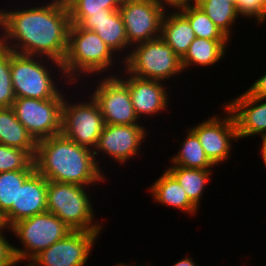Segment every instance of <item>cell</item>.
<instances>
[{
	"label": "cell",
	"instance_id": "6da1fadb",
	"mask_svg": "<svg viewBox=\"0 0 266 266\" xmlns=\"http://www.w3.org/2000/svg\"><path fill=\"white\" fill-rule=\"evenodd\" d=\"M24 2L36 6L29 7ZM32 2L24 0L26 6L14 3V9L10 6L7 10L0 8V45L18 54L62 63L71 25L67 4L65 0H45L41 5L35 0Z\"/></svg>",
	"mask_w": 266,
	"mask_h": 266
},
{
	"label": "cell",
	"instance_id": "7a4b0ae2",
	"mask_svg": "<svg viewBox=\"0 0 266 266\" xmlns=\"http://www.w3.org/2000/svg\"><path fill=\"white\" fill-rule=\"evenodd\" d=\"M35 170L47 180L93 187L107 182L93 150L78 145L62 133L37 142ZM102 182V183H101Z\"/></svg>",
	"mask_w": 266,
	"mask_h": 266
},
{
	"label": "cell",
	"instance_id": "3957f363",
	"mask_svg": "<svg viewBox=\"0 0 266 266\" xmlns=\"http://www.w3.org/2000/svg\"><path fill=\"white\" fill-rule=\"evenodd\" d=\"M61 64L68 82L74 86L83 84L82 77L85 83L89 82L85 77L114 76L123 68L121 58L95 32L76 24L70 25L66 56Z\"/></svg>",
	"mask_w": 266,
	"mask_h": 266
},
{
	"label": "cell",
	"instance_id": "277c9868",
	"mask_svg": "<svg viewBox=\"0 0 266 266\" xmlns=\"http://www.w3.org/2000/svg\"><path fill=\"white\" fill-rule=\"evenodd\" d=\"M10 72L16 98H65L70 89L79 87H70L73 84L66 80L61 63L45 57L28 56L11 51ZM61 80L67 84L65 87L62 86Z\"/></svg>",
	"mask_w": 266,
	"mask_h": 266
},
{
	"label": "cell",
	"instance_id": "5b68a950",
	"mask_svg": "<svg viewBox=\"0 0 266 266\" xmlns=\"http://www.w3.org/2000/svg\"><path fill=\"white\" fill-rule=\"evenodd\" d=\"M89 190V187L77 184L47 180V211L72 230L103 231V221H96L92 202L95 200L91 199L92 190Z\"/></svg>",
	"mask_w": 266,
	"mask_h": 266
},
{
	"label": "cell",
	"instance_id": "8992f818",
	"mask_svg": "<svg viewBox=\"0 0 266 266\" xmlns=\"http://www.w3.org/2000/svg\"><path fill=\"white\" fill-rule=\"evenodd\" d=\"M123 68L135 77L164 83L184 73L181 58L161 37L133 45Z\"/></svg>",
	"mask_w": 266,
	"mask_h": 266
},
{
	"label": "cell",
	"instance_id": "52a82bcc",
	"mask_svg": "<svg viewBox=\"0 0 266 266\" xmlns=\"http://www.w3.org/2000/svg\"><path fill=\"white\" fill-rule=\"evenodd\" d=\"M19 242L13 245L16 261L30 262L40 252L67 236L72 230L59 217L49 211L20 220L10 227ZM22 246V248H21Z\"/></svg>",
	"mask_w": 266,
	"mask_h": 266
},
{
	"label": "cell",
	"instance_id": "ba28073f",
	"mask_svg": "<svg viewBox=\"0 0 266 266\" xmlns=\"http://www.w3.org/2000/svg\"><path fill=\"white\" fill-rule=\"evenodd\" d=\"M87 88L88 86L85 89L87 95L85 96L83 92L81 95L84 97L83 99L81 97L80 101L68 94L65 95L62 106L61 133L78 145L94 150L105 124L100 107L87 92Z\"/></svg>",
	"mask_w": 266,
	"mask_h": 266
},
{
	"label": "cell",
	"instance_id": "9c48e42d",
	"mask_svg": "<svg viewBox=\"0 0 266 266\" xmlns=\"http://www.w3.org/2000/svg\"><path fill=\"white\" fill-rule=\"evenodd\" d=\"M89 81L88 84H85L86 86L90 84L88 89L94 85V88L90 89L91 92L90 90L88 92L97 101L104 124L135 125L143 123L140 122L134 111L128 86L117 75L98 76V79L95 80L93 77Z\"/></svg>",
	"mask_w": 266,
	"mask_h": 266
},
{
	"label": "cell",
	"instance_id": "30bf717a",
	"mask_svg": "<svg viewBox=\"0 0 266 266\" xmlns=\"http://www.w3.org/2000/svg\"><path fill=\"white\" fill-rule=\"evenodd\" d=\"M221 109L223 115L215 114L192 127L188 126L199 138L205 155L215 167L230 159L235 146L233 142L239 141L232 112L224 104Z\"/></svg>",
	"mask_w": 266,
	"mask_h": 266
},
{
	"label": "cell",
	"instance_id": "8fae6325",
	"mask_svg": "<svg viewBox=\"0 0 266 266\" xmlns=\"http://www.w3.org/2000/svg\"><path fill=\"white\" fill-rule=\"evenodd\" d=\"M64 98H16L12 108L16 118L36 142L61 134Z\"/></svg>",
	"mask_w": 266,
	"mask_h": 266
},
{
	"label": "cell",
	"instance_id": "7c38bea8",
	"mask_svg": "<svg viewBox=\"0 0 266 266\" xmlns=\"http://www.w3.org/2000/svg\"><path fill=\"white\" fill-rule=\"evenodd\" d=\"M144 125L146 124H105L93 150L98 166L100 167L102 165L99 161H104L101 159L104 155V157L108 156L109 159L118 163L120 167L125 163L127 164L131 159H135L134 157H137V155L143 152L141 151L143 150L141 146L146 141L145 138L149 135V128H146Z\"/></svg>",
	"mask_w": 266,
	"mask_h": 266
},
{
	"label": "cell",
	"instance_id": "4fadbf2b",
	"mask_svg": "<svg viewBox=\"0 0 266 266\" xmlns=\"http://www.w3.org/2000/svg\"><path fill=\"white\" fill-rule=\"evenodd\" d=\"M101 234L102 231L73 230L30 262L34 266H85Z\"/></svg>",
	"mask_w": 266,
	"mask_h": 266
},
{
	"label": "cell",
	"instance_id": "5bb4252c",
	"mask_svg": "<svg viewBox=\"0 0 266 266\" xmlns=\"http://www.w3.org/2000/svg\"><path fill=\"white\" fill-rule=\"evenodd\" d=\"M119 11L131 46L161 37L165 11L153 0H123Z\"/></svg>",
	"mask_w": 266,
	"mask_h": 266
},
{
	"label": "cell",
	"instance_id": "9a60e30c",
	"mask_svg": "<svg viewBox=\"0 0 266 266\" xmlns=\"http://www.w3.org/2000/svg\"><path fill=\"white\" fill-rule=\"evenodd\" d=\"M122 70L117 76L128 86L134 111L141 122L147 120V117L152 119L154 115L156 117L168 110L170 92H167V83L138 78L124 68Z\"/></svg>",
	"mask_w": 266,
	"mask_h": 266
},
{
	"label": "cell",
	"instance_id": "2e32d148",
	"mask_svg": "<svg viewBox=\"0 0 266 266\" xmlns=\"http://www.w3.org/2000/svg\"><path fill=\"white\" fill-rule=\"evenodd\" d=\"M224 105L235 118L239 140L251 136L266 138V98L255 97L244 90Z\"/></svg>",
	"mask_w": 266,
	"mask_h": 266
},
{
	"label": "cell",
	"instance_id": "e0dca14e",
	"mask_svg": "<svg viewBox=\"0 0 266 266\" xmlns=\"http://www.w3.org/2000/svg\"><path fill=\"white\" fill-rule=\"evenodd\" d=\"M47 179L35 171L22 186H19L17 206H12L4 215L7 228L14 223L47 211Z\"/></svg>",
	"mask_w": 266,
	"mask_h": 266
},
{
	"label": "cell",
	"instance_id": "ac0fdd59",
	"mask_svg": "<svg viewBox=\"0 0 266 266\" xmlns=\"http://www.w3.org/2000/svg\"><path fill=\"white\" fill-rule=\"evenodd\" d=\"M79 26L95 32L124 61L130 54L125 25L119 9L113 13H97L86 17ZM121 54H120V53Z\"/></svg>",
	"mask_w": 266,
	"mask_h": 266
},
{
	"label": "cell",
	"instance_id": "d6986e66",
	"mask_svg": "<svg viewBox=\"0 0 266 266\" xmlns=\"http://www.w3.org/2000/svg\"><path fill=\"white\" fill-rule=\"evenodd\" d=\"M148 190L157 205L180 210L190 217L198 213V208L190 201L183 187L166 169Z\"/></svg>",
	"mask_w": 266,
	"mask_h": 266
},
{
	"label": "cell",
	"instance_id": "ffe728a7",
	"mask_svg": "<svg viewBox=\"0 0 266 266\" xmlns=\"http://www.w3.org/2000/svg\"><path fill=\"white\" fill-rule=\"evenodd\" d=\"M230 42L232 41L195 38L181 58L183 72H187L189 68L191 70L192 68L196 69L195 67L208 68L220 63L222 59L226 58L227 46L229 48Z\"/></svg>",
	"mask_w": 266,
	"mask_h": 266
},
{
	"label": "cell",
	"instance_id": "44dd1931",
	"mask_svg": "<svg viewBox=\"0 0 266 266\" xmlns=\"http://www.w3.org/2000/svg\"><path fill=\"white\" fill-rule=\"evenodd\" d=\"M161 38L182 58L196 37L189 21L179 11H165L161 23Z\"/></svg>",
	"mask_w": 266,
	"mask_h": 266
},
{
	"label": "cell",
	"instance_id": "7402d4cb",
	"mask_svg": "<svg viewBox=\"0 0 266 266\" xmlns=\"http://www.w3.org/2000/svg\"><path fill=\"white\" fill-rule=\"evenodd\" d=\"M0 144L25 150L35 157L37 142L16 118L12 107L0 108Z\"/></svg>",
	"mask_w": 266,
	"mask_h": 266
},
{
	"label": "cell",
	"instance_id": "603a6c76",
	"mask_svg": "<svg viewBox=\"0 0 266 266\" xmlns=\"http://www.w3.org/2000/svg\"><path fill=\"white\" fill-rule=\"evenodd\" d=\"M185 137L178 144V152L169 158L170 166H181L184 168H195L203 170H215V166L205 155L197 135L189 128H185Z\"/></svg>",
	"mask_w": 266,
	"mask_h": 266
},
{
	"label": "cell",
	"instance_id": "cb8c5ba5",
	"mask_svg": "<svg viewBox=\"0 0 266 266\" xmlns=\"http://www.w3.org/2000/svg\"><path fill=\"white\" fill-rule=\"evenodd\" d=\"M166 170L183 187L190 201L199 209L206 187L212 180L214 170L167 166Z\"/></svg>",
	"mask_w": 266,
	"mask_h": 266
},
{
	"label": "cell",
	"instance_id": "d4e9b609",
	"mask_svg": "<svg viewBox=\"0 0 266 266\" xmlns=\"http://www.w3.org/2000/svg\"><path fill=\"white\" fill-rule=\"evenodd\" d=\"M214 24L230 39L233 38L232 31L234 30L236 20L240 16L237 13L236 7L227 0H200L197 4ZM235 24V25H234Z\"/></svg>",
	"mask_w": 266,
	"mask_h": 266
},
{
	"label": "cell",
	"instance_id": "484cf974",
	"mask_svg": "<svg viewBox=\"0 0 266 266\" xmlns=\"http://www.w3.org/2000/svg\"><path fill=\"white\" fill-rule=\"evenodd\" d=\"M71 24L79 25L86 17L97 13H113L123 0H65Z\"/></svg>",
	"mask_w": 266,
	"mask_h": 266
},
{
	"label": "cell",
	"instance_id": "4316f807",
	"mask_svg": "<svg viewBox=\"0 0 266 266\" xmlns=\"http://www.w3.org/2000/svg\"><path fill=\"white\" fill-rule=\"evenodd\" d=\"M36 170H16L0 173V213L4 215L12 206H17L19 186Z\"/></svg>",
	"mask_w": 266,
	"mask_h": 266
},
{
	"label": "cell",
	"instance_id": "83f0119b",
	"mask_svg": "<svg viewBox=\"0 0 266 266\" xmlns=\"http://www.w3.org/2000/svg\"><path fill=\"white\" fill-rule=\"evenodd\" d=\"M179 12L189 21L196 38L230 40L197 5H190Z\"/></svg>",
	"mask_w": 266,
	"mask_h": 266
},
{
	"label": "cell",
	"instance_id": "f1b7e54d",
	"mask_svg": "<svg viewBox=\"0 0 266 266\" xmlns=\"http://www.w3.org/2000/svg\"><path fill=\"white\" fill-rule=\"evenodd\" d=\"M16 170H35L33 158L25 150L0 144V173Z\"/></svg>",
	"mask_w": 266,
	"mask_h": 266
},
{
	"label": "cell",
	"instance_id": "f546056e",
	"mask_svg": "<svg viewBox=\"0 0 266 266\" xmlns=\"http://www.w3.org/2000/svg\"><path fill=\"white\" fill-rule=\"evenodd\" d=\"M11 50L0 45V108L12 107L16 97L10 72Z\"/></svg>",
	"mask_w": 266,
	"mask_h": 266
},
{
	"label": "cell",
	"instance_id": "4dcf8cb0",
	"mask_svg": "<svg viewBox=\"0 0 266 266\" xmlns=\"http://www.w3.org/2000/svg\"><path fill=\"white\" fill-rule=\"evenodd\" d=\"M237 13L243 19H254L257 25L263 26L266 23V8L259 0H239L237 4Z\"/></svg>",
	"mask_w": 266,
	"mask_h": 266
},
{
	"label": "cell",
	"instance_id": "1f68e13d",
	"mask_svg": "<svg viewBox=\"0 0 266 266\" xmlns=\"http://www.w3.org/2000/svg\"><path fill=\"white\" fill-rule=\"evenodd\" d=\"M7 231L9 232L7 235H9L10 228L0 231V266H13L16 262L13 243L8 240Z\"/></svg>",
	"mask_w": 266,
	"mask_h": 266
},
{
	"label": "cell",
	"instance_id": "d6a6232c",
	"mask_svg": "<svg viewBox=\"0 0 266 266\" xmlns=\"http://www.w3.org/2000/svg\"><path fill=\"white\" fill-rule=\"evenodd\" d=\"M164 11H179L190 5H197L200 0H153ZM171 9V10H170Z\"/></svg>",
	"mask_w": 266,
	"mask_h": 266
},
{
	"label": "cell",
	"instance_id": "836d02e7",
	"mask_svg": "<svg viewBox=\"0 0 266 266\" xmlns=\"http://www.w3.org/2000/svg\"><path fill=\"white\" fill-rule=\"evenodd\" d=\"M246 90L255 97L266 98V71L264 75L255 79L252 85Z\"/></svg>",
	"mask_w": 266,
	"mask_h": 266
},
{
	"label": "cell",
	"instance_id": "e575fe53",
	"mask_svg": "<svg viewBox=\"0 0 266 266\" xmlns=\"http://www.w3.org/2000/svg\"><path fill=\"white\" fill-rule=\"evenodd\" d=\"M195 260L192 259V257L186 256L182 259H179L176 263H174L172 266H197L194 262Z\"/></svg>",
	"mask_w": 266,
	"mask_h": 266
},
{
	"label": "cell",
	"instance_id": "d590c367",
	"mask_svg": "<svg viewBox=\"0 0 266 266\" xmlns=\"http://www.w3.org/2000/svg\"><path fill=\"white\" fill-rule=\"evenodd\" d=\"M262 143H261V148L259 150V154H261V162H263L265 168H266V138H261L260 140Z\"/></svg>",
	"mask_w": 266,
	"mask_h": 266
},
{
	"label": "cell",
	"instance_id": "8d00e7d4",
	"mask_svg": "<svg viewBox=\"0 0 266 266\" xmlns=\"http://www.w3.org/2000/svg\"><path fill=\"white\" fill-rule=\"evenodd\" d=\"M7 226L5 224V221H4V218H3V215L0 213V231L6 229Z\"/></svg>",
	"mask_w": 266,
	"mask_h": 266
},
{
	"label": "cell",
	"instance_id": "74e56055",
	"mask_svg": "<svg viewBox=\"0 0 266 266\" xmlns=\"http://www.w3.org/2000/svg\"><path fill=\"white\" fill-rule=\"evenodd\" d=\"M136 264V265H135ZM114 266H139L138 265V263H132L131 265L130 264H126V263H117L116 265H114ZM141 266V265H140ZM145 266V265H144ZM147 266H148V264H147Z\"/></svg>",
	"mask_w": 266,
	"mask_h": 266
},
{
	"label": "cell",
	"instance_id": "f35d334b",
	"mask_svg": "<svg viewBox=\"0 0 266 266\" xmlns=\"http://www.w3.org/2000/svg\"><path fill=\"white\" fill-rule=\"evenodd\" d=\"M25 264H23V265H25V266H34L31 262H24ZM19 265H21V262L20 261H16L14 264H13V266H19Z\"/></svg>",
	"mask_w": 266,
	"mask_h": 266
},
{
	"label": "cell",
	"instance_id": "ab89813d",
	"mask_svg": "<svg viewBox=\"0 0 266 266\" xmlns=\"http://www.w3.org/2000/svg\"><path fill=\"white\" fill-rule=\"evenodd\" d=\"M227 1H229L230 3H232L236 7V10H237V4H238V1L239 0H227Z\"/></svg>",
	"mask_w": 266,
	"mask_h": 266
},
{
	"label": "cell",
	"instance_id": "60d3db41",
	"mask_svg": "<svg viewBox=\"0 0 266 266\" xmlns=\"http://www.w3.org/2000/svg\"><path fill=\"white\" fill-rule=\"evenodd\" d=\"M259 1L266 8V0H259Z\"/></svg>",
	"mask_w": 266,
	"mask_h": 266
}]
</instances>
